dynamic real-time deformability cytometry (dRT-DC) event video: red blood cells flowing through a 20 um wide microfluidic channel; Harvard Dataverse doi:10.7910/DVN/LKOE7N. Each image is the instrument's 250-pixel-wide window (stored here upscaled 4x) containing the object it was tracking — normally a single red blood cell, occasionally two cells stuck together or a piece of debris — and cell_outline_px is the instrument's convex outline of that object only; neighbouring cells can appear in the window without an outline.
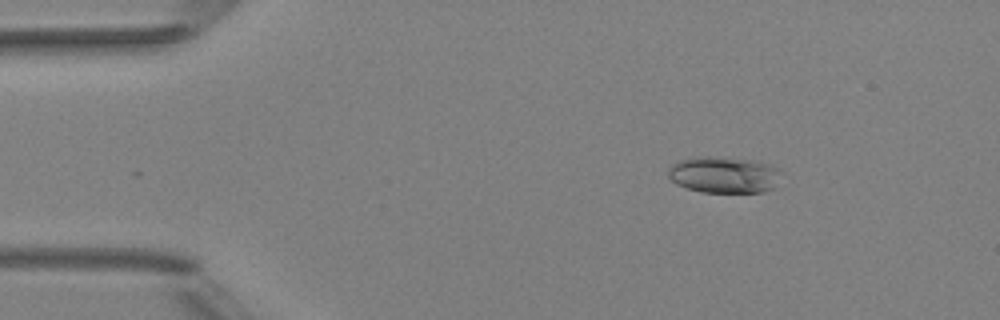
{"species": "Egyptian fruit bat (a non-hibernating species)", "species_latin": "Rousettus aegyptiacus", "temperature_condition": "room temperature", "stored_images_in_passage": 6, "camera_frame_rate_fps": 3000, "um_per_image_px": 0.085, "animal": {"sex": "female"}, "frame": {"image": 1, "passage_image": 3, "time_ms": 2.333, "image_size_px": [1000, 320], "cell_outline_px": [[784, 172], [776, 188], [764, 192], [700, 192], [676, 184], [668, 176], [668, 168], [672, 164], [680, 160], [696, 156], [708, 156], [756, 160], [772, 164], [780, 168]], "centroid_in_image_um": [61.63, 14.85], "position_along_channel_um": 23.4, "area_um2": 24.68}}
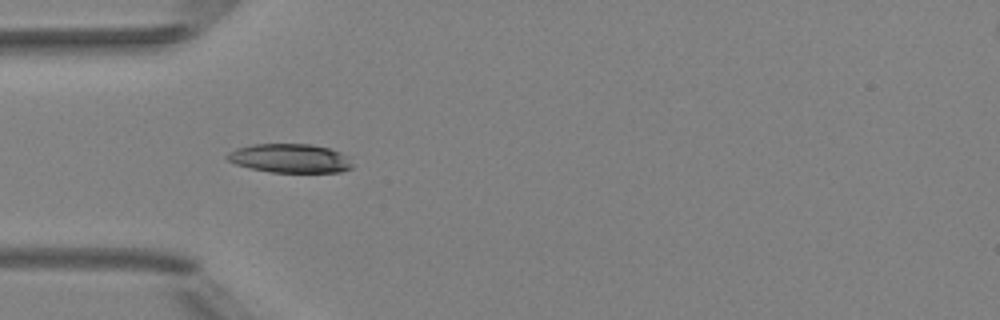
{"frame": {"image": 2, "passage_image": 5, "time_ms": 5.0, "image_size_px": [1000, 320], "cell_outline_px": [[352, 168], [340, 172], [272, 172], [252, 168], [236, 164], [228, 160], [224, 156], [228, 152], [236, 148], [252, 144], [312, 144], [328, 148], [340, 152], [348, 156], [352, 164]], "centroid_in_image_um": [24.65, 13.45], "position_along_channel_um": 60.4, "area_um2": 21.1}}
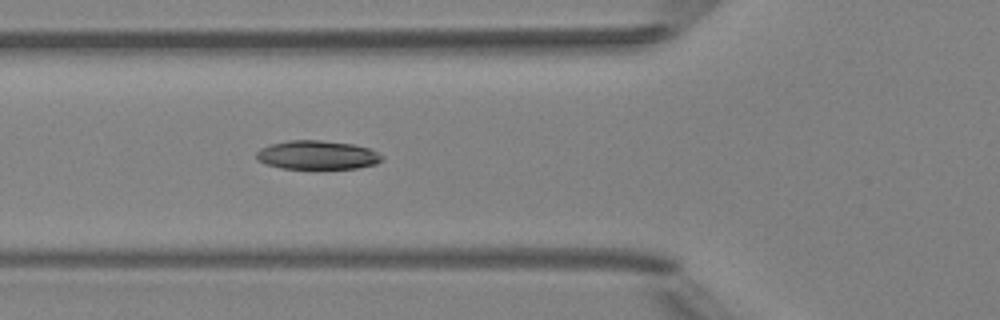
{"frame": {"image": 3, "passage_image": 6, "time_ms": 6.0, "image_size_px": [1000, 320], "cell_outline_px": [[384, 160], [376, 164], [356, 168], [280, 168], [268, 164], [260, 160], [256, 156], [256, 152], [260, 148], [272, 144], [288, 140], [320, 140], [352, 144], [368, 148], [384, 156]], "centroid_in_image_um": [27.0, 13.17], "position_along_channel_um": 98.8, "area_um2": 20.87}}